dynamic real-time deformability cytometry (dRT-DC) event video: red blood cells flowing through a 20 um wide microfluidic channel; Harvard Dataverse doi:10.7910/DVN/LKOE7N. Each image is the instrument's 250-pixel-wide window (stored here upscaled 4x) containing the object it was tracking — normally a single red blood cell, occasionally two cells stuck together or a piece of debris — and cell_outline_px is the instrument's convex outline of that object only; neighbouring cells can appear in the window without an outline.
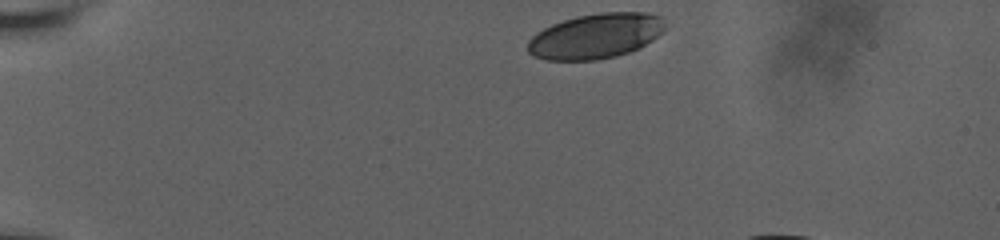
{"species": "human", "species_latin": "Homo sapiens", "temperature_condition": "room temperature", "stored_images_in_passage": 31, "camera_frame_rate_fps": 3000, "um_per_image_px": 0.085, "donor": {"sex": "male"}, "frame": {"image": 1, "passage_image": 1, "time_ms": 0.0, "image_size_px": [1000, 240], "cell_outline_px": [[664, 32], [652, 40], [628, 52], [616, 56], [596, 60], [544, 60], [532, 56], [528, 52], [528, 40], [536, 32], [552, 24], [576, 16], [600, 12], [644, 12], [660, 16], [664, 20]], "centroid_in_image_um": [50.6, 3.06], "position_along_channel_um": 34.4, "area_um2": 36.13}}
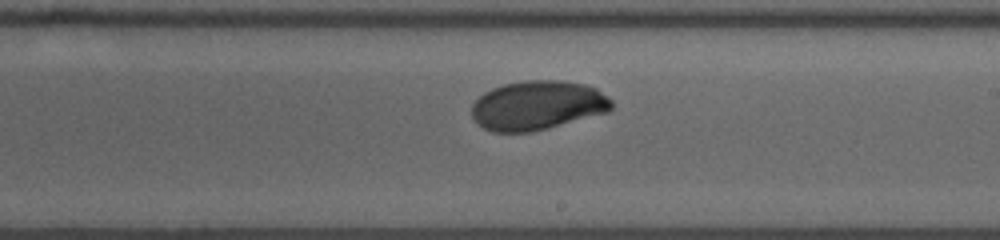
{"frame": {"image": 2, "passage_image": 18, "time_ms": 8.0, "image_size_px": [1000, 240], "cell_outline_px": [[612, 108], [608, 112], [548, 128], [532, 132], [492, 132], [476, 124], [472, 116], [472, 104], [484, 92], [492, 88], [504, 84], [524, 80], [564, 80], [584, 84], [596, 88], [608, 96], [612, 100]], "centroid_in_image_um": [45.68, 8.95], "position_along_channel_um": 243.3, "area_um2": 40.4}}
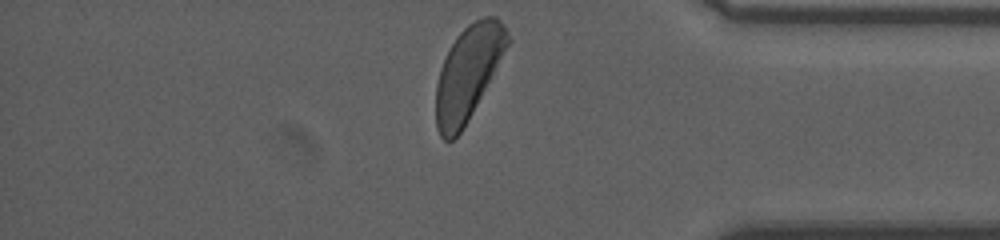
{"frame": {"image": 3, "passage_image": 31, "time_ms": 12.667, "image_size_px": [1000, 240], "cell_outline_px": [[512, 40], [468, 120], [460, 132], [452, 140], [444, 140], [440, 136], [436, 128], [436, 84], [440, 68], [456, 36], [468, 24], [484, 16], [496, 16], [500, 20], [508, 32]], "centroid_in_image_um": [39.8, 6.18], "position_along_channel_um": 395.4, "area_um2": 38.9}, "authors_computed_cell_mechanics": {"area_um2": 39.9398, "velocity_mm_per_s": 3.6093, "shape_relaxation_time_tau1_ms": 3.9313, "shape_relaxation_time_tau2_ms": null, "deformation_change_tau1": 0.1518, "deformation_change_tau2": null}}